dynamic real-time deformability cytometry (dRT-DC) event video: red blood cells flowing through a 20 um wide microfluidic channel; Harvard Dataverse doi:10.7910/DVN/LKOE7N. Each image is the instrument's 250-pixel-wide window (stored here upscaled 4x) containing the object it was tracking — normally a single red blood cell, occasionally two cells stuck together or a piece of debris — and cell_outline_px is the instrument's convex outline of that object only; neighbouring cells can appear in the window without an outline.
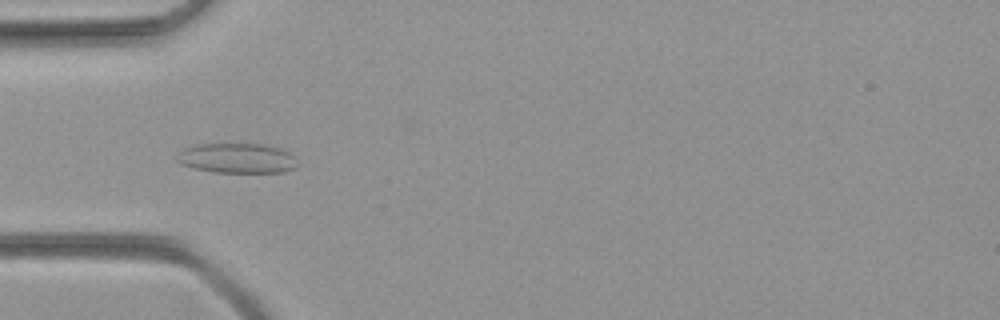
{"species": "common noctule bat (a hibernating species)", "species_latin": "Nyctalus noctula", "temperature_condition": "room temperature", "stored_images_in_passage": 26, "camera_frame_rate_fps": 3000, "um_per_image_px": 0.085, "animal": {"sex": "female", "body_mass_g": 21.9}, "frame": {"image": 1, "passage_image": 5, "time_ms": 1.333, "image_size_px": [1000, 320], "cell_outline_px": [[296, 168], [284, 172], [212, 172], [180, 164], [176, 160], [176, 152], [184, 148], [196, 144], [260, 144], [280, 148], [288, 152], [292, 156], [296, 164]], "centroid_in_image_um": [20.09, 13.44], "position_along_channel_um": 64.9, "area_um2": 20.98}}
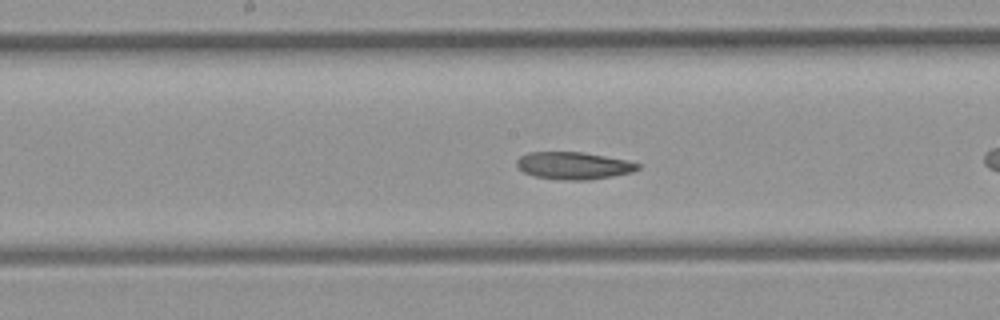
{"frame": {"image": 2, "passage_image": 12, "time_ms": 3.667, "image_size_px": [1000, 320], "cell_outline_px": [[640, 168], [632, 172], [612, 176], [588, 180], [560, 180], [536, 176], [524, 172], [516, 164], [516, 160], [520, 156], [528, 152], [580, 152], [628, 160], [640, 164]], "centroid_in_image_um": [48.76, 14.08], "position_along_channel_um": 199.4, "area_um2": 19.19}}
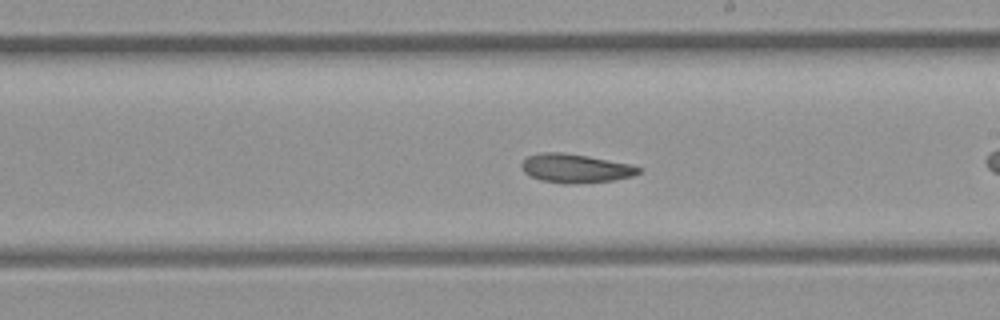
{"frame": {"image": 3, "passage_image": 15, "time_ms": 4.667, "image_size_px": [1000, 320], "cell_outline_px": [[640, 172], [632, 176], [612, 180], [572, 184], [564, 184], [540, 180], [524, 172], [520, 164], [528, 156], [544, 152], [560, 152], [588, 156], [632, 164], [640, 168]], "centroid_in_image_um": [48.91, 14.31], "position_along_channel_um": 240.1, "area_um2": 19.54}}